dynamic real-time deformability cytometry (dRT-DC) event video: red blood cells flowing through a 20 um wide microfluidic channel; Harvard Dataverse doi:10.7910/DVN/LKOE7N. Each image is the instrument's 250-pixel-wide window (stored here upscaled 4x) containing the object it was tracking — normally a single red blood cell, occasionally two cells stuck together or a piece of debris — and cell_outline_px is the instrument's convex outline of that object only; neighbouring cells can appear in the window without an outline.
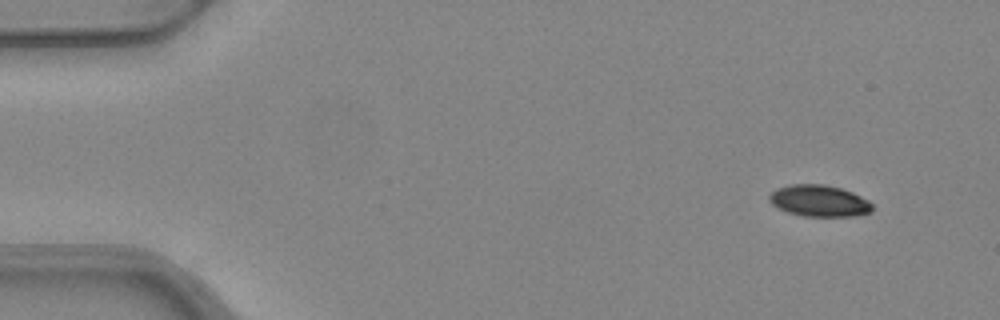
{"species": "common noctule bat (a hibernating species)", "species_latin": "Nyctalus noctula", "temperature_condition": "warm", "stored_images_in_passage": 4, "camera_frame_rate_fps": 3000, "um_per_image_px": 0.085, "animal": {"sex": "female", "body_mass_g": 24.6, "forearm_length_mm": 56.2}, "frame": {"image": 1, "passage_image": 1, "time_ms": 0.0, "image_size_px": [1000, 320], "cell_outline_px": [[872, 212], [856, 216], [804, 216], [788, 212], [772, 204], [768, 200], [768, 196], [776, 188], [792, 184], [824, 184], [840, 188], [852, 192], [868, 200], [872, 204]], "centroid_in_image_um": [69.63, 17.07], "position_along_channel_um": 15.4, "area_um2": 18.9}}
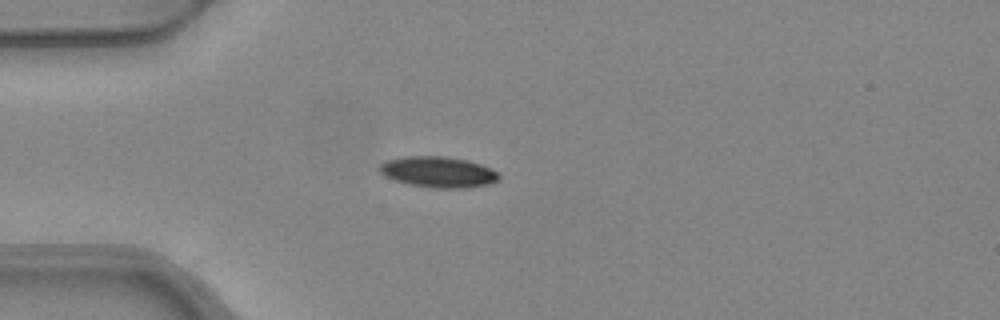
{"frame": {"image": 2, "passage_image": 4, "time_ms": 1.0, "image_size_px": [1000, 320], "cell_outline_px": [[500, 180], [492, 184], [468, 188], [436, 188], [408, 184], [384, 176], [376, 168], [380, 164], [388, 160], [404, 156], [444, 156], [468, 160], [480, 164], [496, 172], [500, 176]], "centroid_in_image_um": [37.25, 14.62], "position_along_channel_um": 47.7, "area_um2": 21.62}}